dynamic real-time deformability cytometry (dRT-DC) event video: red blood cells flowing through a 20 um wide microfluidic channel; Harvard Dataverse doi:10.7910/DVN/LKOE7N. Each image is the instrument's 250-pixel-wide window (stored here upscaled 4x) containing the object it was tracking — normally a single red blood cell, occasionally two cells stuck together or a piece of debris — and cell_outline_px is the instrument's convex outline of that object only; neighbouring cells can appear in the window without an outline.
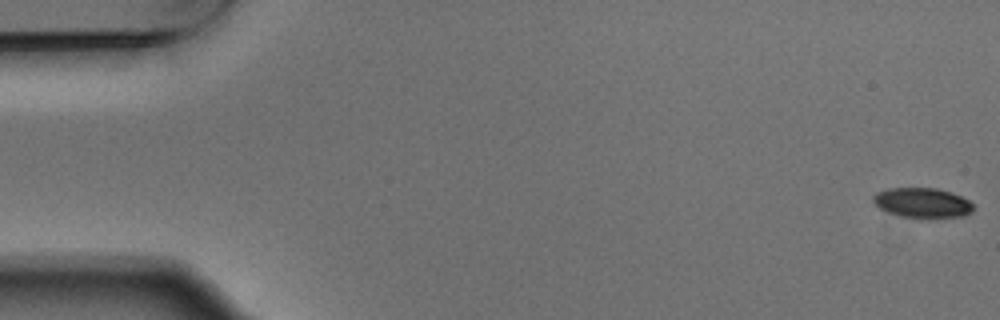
{"species": "Egyptian fruit bat (a non-hibernating species)", "species_latin": "Rousettus aegyptiacus", "temperature_condition": "warm", "stored_images_in_passage": 4, "camera_frame_rate_fps": 3000, "um_per_image_px": 0.085, "animal": {"sex": "male"}, "frame": {"image": 1, "passage_image": 1, "time_ms": 0.0, "image_size_px": [1000, 320], "cell_outline_px": [[976, 204], [972, 212], [964, 216], [920, 220], [900, 216], [888, 212], [880, 208], [872, 200], [872, 196], [876, 192], [888, 188], [936, 188], [952, 192]], "centroid_in_image_um": [78.43, 17.27], "position_along_channel_um": 6.6, "area_um2": 18.09}}
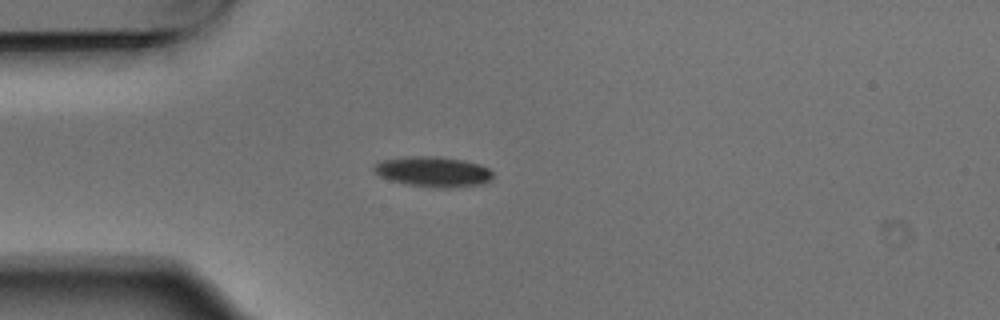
{"frame": {"image": 2, "passage_image": 4, "time_ms": 1.0, "image_size_px": [1000, 320], "cell_outline_px": [[492, 180], [484, 184], [448, 188], [432, 188], [408, 184], [392, 180], [380, 176], [372, 172], [372, 168], [380, 160], [404, 156], [440, 156], [464, 160], [480, 164], [488, 168], [492, 172]], "centroid_in_image_um": [36.82, 14.59], "position_along_channel_um": 48.2, "area_um2": 21.33}}